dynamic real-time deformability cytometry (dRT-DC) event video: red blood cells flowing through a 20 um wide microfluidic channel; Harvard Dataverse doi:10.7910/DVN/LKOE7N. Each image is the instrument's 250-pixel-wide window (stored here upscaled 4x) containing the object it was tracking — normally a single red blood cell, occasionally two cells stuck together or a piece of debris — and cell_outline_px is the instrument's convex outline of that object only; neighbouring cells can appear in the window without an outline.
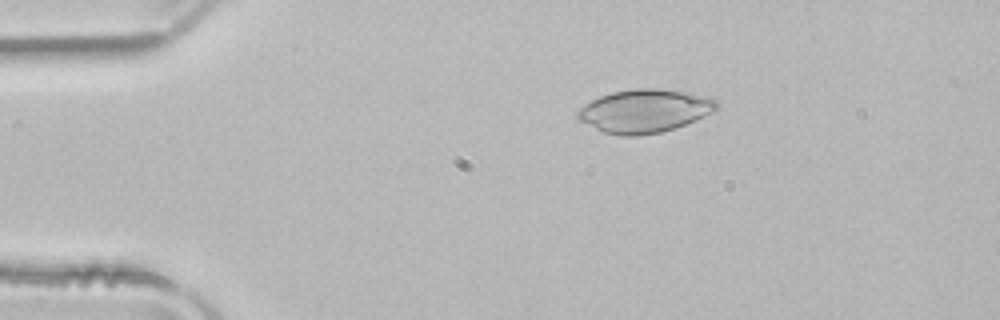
{"species": "common noctule bat (a hibernating species)", "species_latin": "Nyctalus noctula", "temperature_condition": "room temperature", "stored_images_in_passage": 10, "camera_frame_rate_fps": 3000, "um_per_image_px": 0.085, "animal": {"sex": "male", "body_mass_g": 21.5, "forearm_length_mm": 52.0}, "frame": {"image": 1, "passage_image": 10, "time_ms": 3.0, "image_size_px": [1000, 320], "cell_outline_px": [[720, 104], [712, 112], [696, 120], [660, 132], [636, 136], [620, 136], [604, 132], [580, 120], [576, 116], [576, 112], [580, 108], [592, 100], [600, 96], [612, 92], [636, 88], [656, 88], [688, 92], [708, 96], [716, 100]], "centroid_in_image_um": [54.8, 9.42], "position_along_channel_um": 30.2, "area_um2": 34.8}}